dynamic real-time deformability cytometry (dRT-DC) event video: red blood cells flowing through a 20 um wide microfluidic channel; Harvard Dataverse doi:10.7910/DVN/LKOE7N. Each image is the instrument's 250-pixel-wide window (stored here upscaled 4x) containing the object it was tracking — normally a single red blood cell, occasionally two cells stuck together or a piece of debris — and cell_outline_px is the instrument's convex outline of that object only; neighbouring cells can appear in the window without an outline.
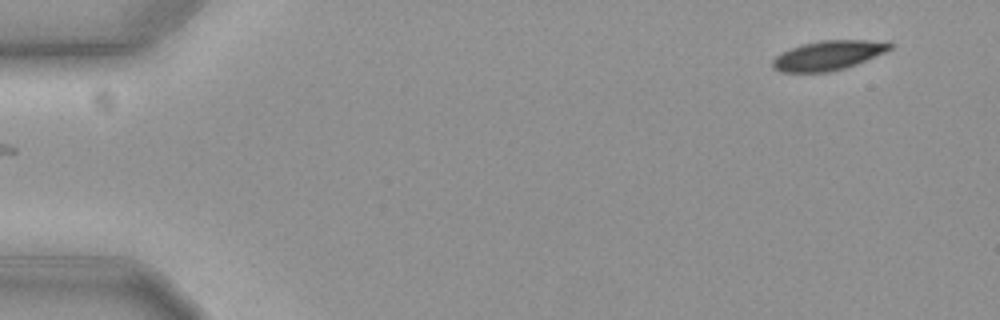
{"species": "common noctule bat (a hibernating species)", "species_latin": "Nyctalus noctula", "temperature_condition": "cold", "stored_images_in_passage": 41, "camera_frame_rate_fps": 3000, "um_per_image_px": 0.085, "animal": {"sex": "female", "body_mass_g": 19.3, "forearm_length_mm": 54.1}, "frame": {"image": 1, "passage_image": 1, "time_ms": 0.0, "image_size_px": [1000, 320], "cell_outline_px": [[892, 48], [884, 52], [856, 64], [832, 72], [780, 72], [772, 68], [772, 60], [776, 56], [800, 44], [820, 40], [892, 40]], "centroid_in_image_um": [70.42, 4.69], "position_along_channel_um": 14.6, "area_um2": 20.29}}
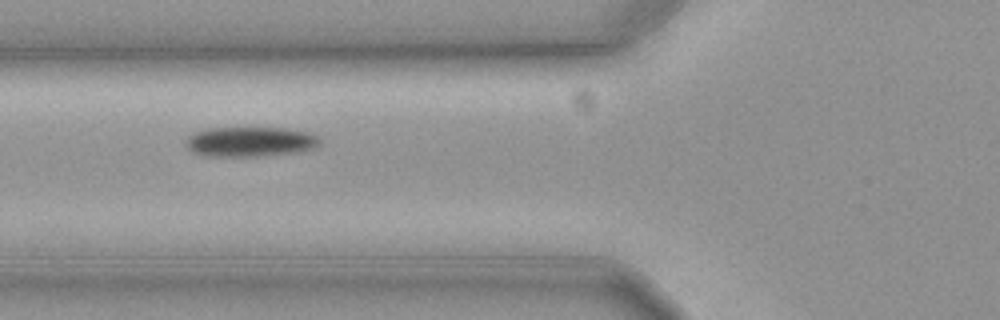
{"frame": {"image": 2, "passage_image": 19, "time_ms": 6.0, "image_size_px": [1000, 320], "cell_outline_px": [[320, 144], [312, 148], [296, 152], [256, 156], [200, 156], [192, 152], [184, 144], [184, 140], [192, 132], [208, 128], [288, 128], [308, 132], [316, 136], [320, 140]], "centroid_in_image_um": [21.18, 12.04], "position_along_channel_um": 104.6, "area_um2": 23.47}}
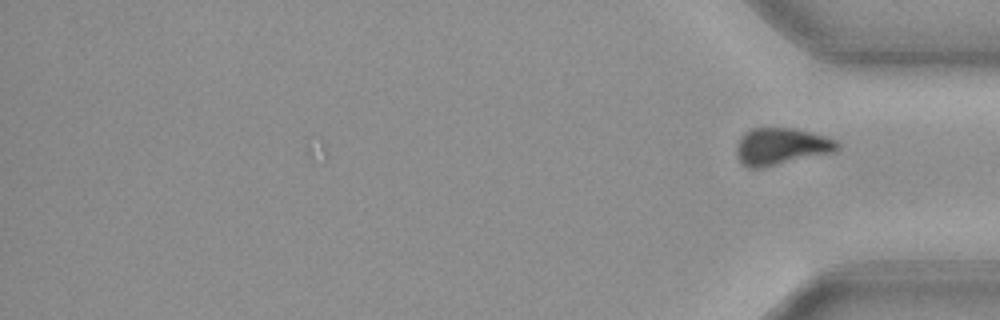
{"frame": {"image": 3, "passage_image": 41, "time_ms": 13.333, "image_size_px": [1000, 320], "cell_outline_px": [[840, 148], [836, 152], [764, 168], [748, 168], [740, 164], [736, 156], [736, 144], [740, 136], [744, 132], [752, 128], [792, 128], [812, 132], [828, 136], [836, 140], [840, 144]], "centroid_in_image_um": [66.4, 12.46], "position_along_channel_um": 368.8, "area_um2": 22.43}}